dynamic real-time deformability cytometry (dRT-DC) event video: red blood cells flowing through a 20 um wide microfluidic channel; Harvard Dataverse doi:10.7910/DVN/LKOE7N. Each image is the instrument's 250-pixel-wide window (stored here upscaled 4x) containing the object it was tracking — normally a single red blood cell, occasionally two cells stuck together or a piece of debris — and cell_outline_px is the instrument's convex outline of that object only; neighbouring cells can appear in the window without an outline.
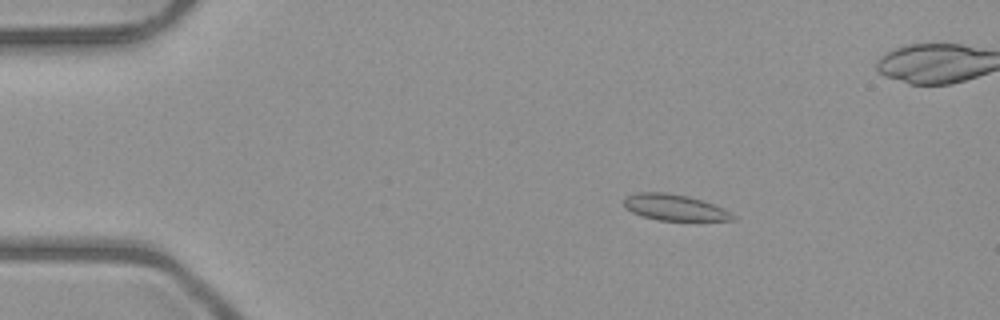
{"species": "common noctule bat (a hibernating species)", "species_latin": "Nyctalus noctula", "temperature_condition": "room temperature", "stored_images_in_passage": 54, "camera_frame_rate_fps": 3000, "um_per_image_px": 0.085, "animal": {"sex": "male", "body_mass_g": 23.1, "forearm_length_mm": 52.7}, "frame": {"image": 1, "passage_image": 10, "time_ms": 3.0, "image_size_px": [1000, 320], "cell_outline_px": [[736, 216], [732, 220], [656, 220], [632, 212], [624, 208], [624, 200], [628, 196], [636, 192], [668, 192], [688, 196], [712, 204]], "centroid_in_image_um": [57.26, 17.62], "position_along_channel_um": 27.7, "area_um2": 16.24}}
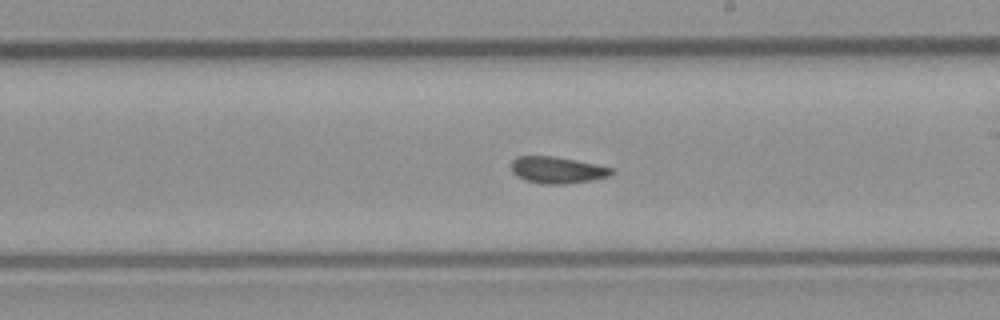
{"frame": {"image": 2, "passage_image": 31, "time_ms": 10.0, "image_size_px": [1000, 320], "cell_outline_px": [[612, 172], [608, 176], [592, 180], [564, 184], [540, 184], [524, 180], [516, 176], [512, 172], [512, 160], [516, 156], [552, 156], [576, 160], [596, 164], [612, 168]], "centroid_in_image_um": [47.31, 14.45], "position_along_channel_um": 241.7, "area_um2": 15.55}}
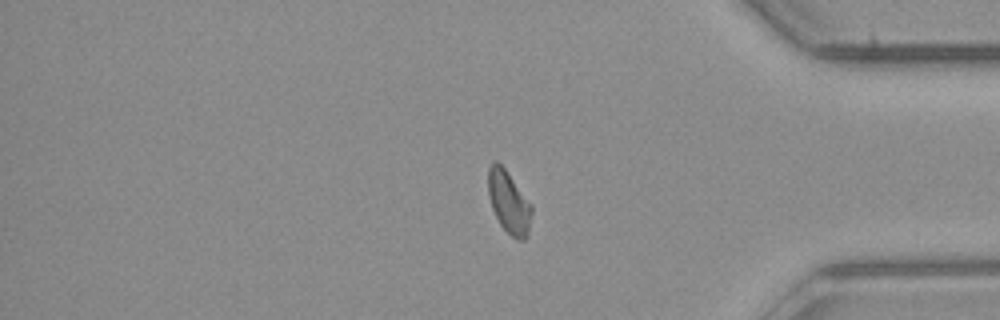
{"frame": {"image": 3, "passage_image": 44, "time_ms": 14.333, "image_size_px": [1000, 320], "cell_outline_px": [[532, 212], [528, 236], [524, 240], [516, 240], [500, 224], [492, 208], [488, 192], [488, 168], [496, 160], [504, 168], [532, 204]], "centroid_in_image_um": [43.27, 17.21], "position_along_channel_um": 391.9, "area_um2": 15.72}, "authors_computed_cell_mechanics": {"area_um2": 15.9528, "velocity_mm_per_s": 4.0091, "shape_relaxation_time_tau1_ms": null, "shape_relaxation_time_tau2_ms": 4.1635, "deformation_change_tau1": null, "deformation_change_tau2": 0.0828}}